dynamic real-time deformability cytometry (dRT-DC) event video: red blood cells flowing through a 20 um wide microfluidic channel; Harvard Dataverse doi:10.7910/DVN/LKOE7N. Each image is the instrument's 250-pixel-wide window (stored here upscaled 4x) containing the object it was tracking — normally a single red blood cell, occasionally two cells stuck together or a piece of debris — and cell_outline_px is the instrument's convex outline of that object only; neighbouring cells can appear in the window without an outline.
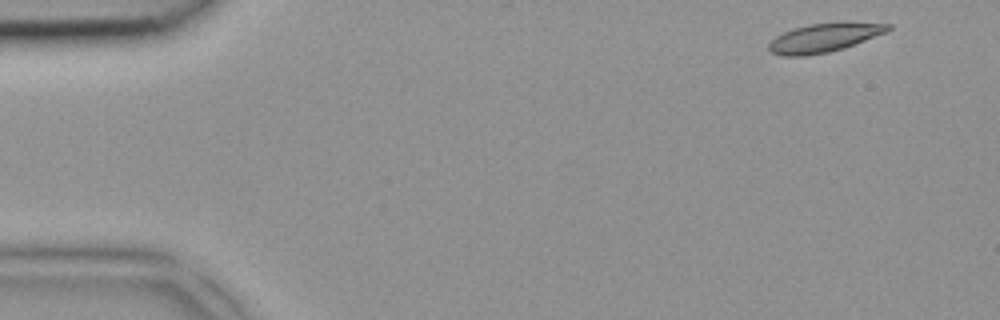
{"species": "common noctule bat (a hibernating species)", "species_latin": "Nyctalus noctula", "temperature_condition": "room temperature", "stored_images_in_passage": 5, "camera_frame_rate_fps": 3000, "um_per_image_px": 0.085, "animal": {"sex": "female", "body_mass_g": 18.4}, "frame": {"image": 1, "passage_image": 1, "time_ms": 0.0, "image_size_px": [1000, 320], "cell_outline_px": [[892, 28], [888, 32], [844, 48], [828, 52], [804, 56], [784, 56], [772, 52], [768, 48], [768, 44], [776, 36], [792, 28], [808, 24], [844, 20], [892, 24]], "centroid_in_image_um": [70.13, 3.16], "position_along_channel_um": 14.9, "area_um2": 20.58}}
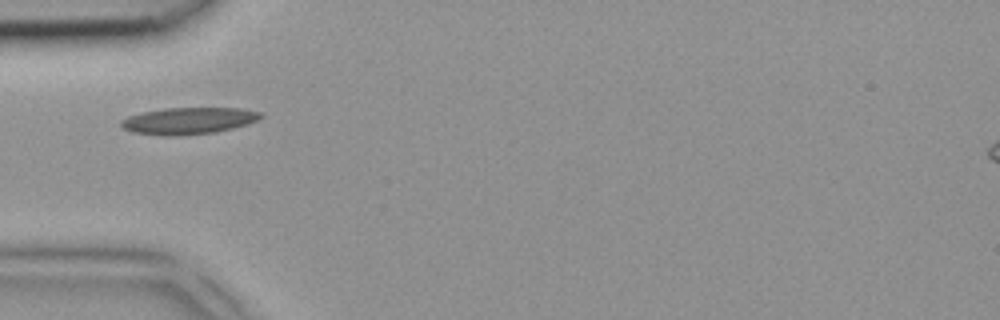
{"frame": {"image": 2, "passage_image": 4, "time_ms": 1.0, "image_size_px": [1000, 320], "cell_outline_px": [[264, 116], [256, 120], [232, 128], [216, 132], [176, 136], [164, 136], [132, 132], [124, 128], [120, 124], [120, 120], [128, 116], [144, 112], [164, 108], [240, 108], [260, 112]], "centroid_in_image_um": [15.99, 10.27], "position_along_channel_um": 69.0, "area_um2": 21.62}}